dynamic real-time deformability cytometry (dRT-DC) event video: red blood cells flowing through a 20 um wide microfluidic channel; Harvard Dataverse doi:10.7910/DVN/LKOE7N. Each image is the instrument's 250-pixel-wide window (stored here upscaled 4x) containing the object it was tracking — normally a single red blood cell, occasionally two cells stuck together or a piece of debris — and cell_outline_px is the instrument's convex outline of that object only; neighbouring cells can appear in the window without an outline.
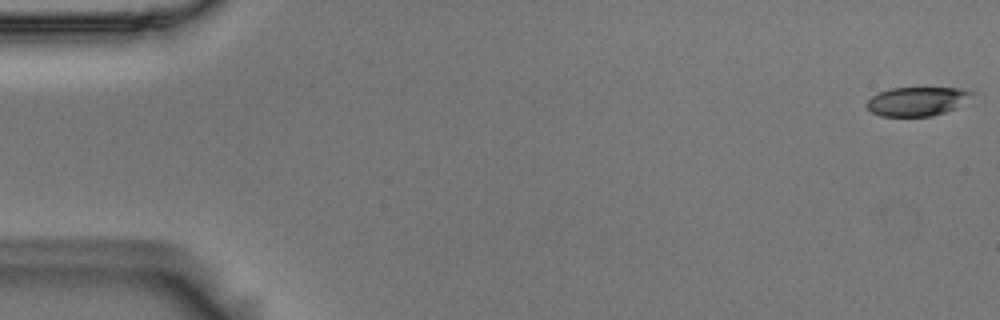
{"species": "Egyptian fruit bat (a non-hibernating species)", "species_latin": "Rousettus aegyptiacus", "temperature_condition": "room temperature", "stored_images_in_passage": 13, "camera_frame_rate_fps": 3000, "um_per_image_px": 0.085, "animal": {"sex": "male"}, "frame": {"image": 1, "passage_image": 1, "time_ms": 0.0, "image_size_px": [1000, 320], "cell_outline_px": [[976, 92], [956, 108], [932, 116], [880, 116], [872, 112], [864, 104], [872, 96], [880, 92], [892, 88], [960, 88]], "centroid_in_image_um": [77.94, 8.61], "position_along_channel_um": 7.1, "area_um2": 17.63}}